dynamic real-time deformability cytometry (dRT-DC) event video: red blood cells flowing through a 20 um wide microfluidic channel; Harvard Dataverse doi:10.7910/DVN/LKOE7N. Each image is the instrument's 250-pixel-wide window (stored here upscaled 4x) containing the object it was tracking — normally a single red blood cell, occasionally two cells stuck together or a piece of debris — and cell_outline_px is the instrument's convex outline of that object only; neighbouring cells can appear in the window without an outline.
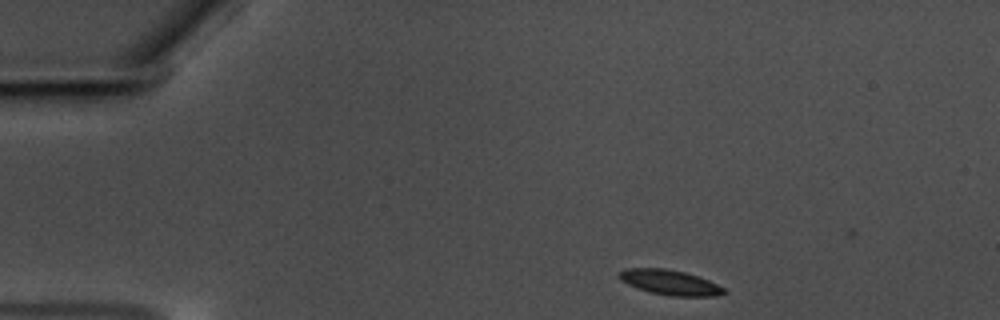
{"species": "common noctule bat (a hibernating species)", "species_latin": "Nyctalus noctula", "temperature_condition": "warm", "stored_images_in_passage": 10, "camera_frame_rate_fps": 3000, "um_per_image_px": 0.085, "animal": {"sex": "male", "body_mass_g": 17.5, "forearm_length_mm": 52.3}, "frame": {"image": 1, "passage_image": 1, "time_ms": 0.0, "image_size_px": [1000, 320], "cell_outline_px": [[728, 292], [716, 296], [668, 296], [648, 292], [628, 284], [620, 280], [616, 276], [624, 268], [668, 268], [684, 272], [708, 280], [724, 288]], "centroid_in_image_um": [56.91, 24.01], "position_along_channel_um": 28.1, "area_um2": 15.37}}
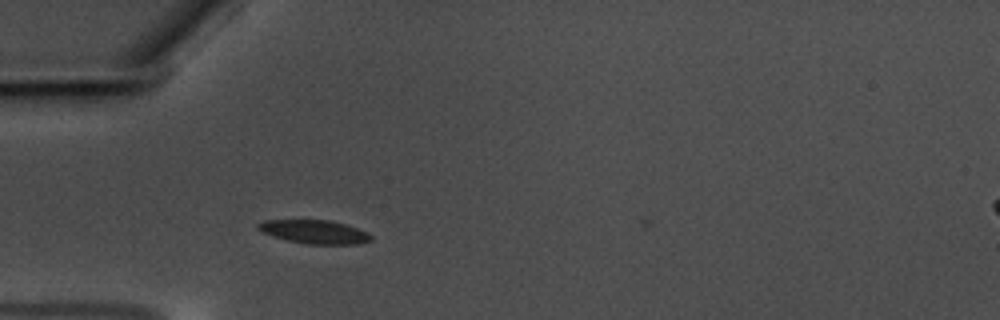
{"frame": {"image": 2, "passage_image": 9, "time_ms": 2.667, "image_size_px": [1000, 320], "cell_outline_px": [[372, 240], [356, 244], [308, 244], [288, 240], [264, 232], [256, 228], [256, 224], [264, 220], [328, 220], [344, 224], [368, 232], [372, 236]], "centroid_in_image_um": [26.74, 19.7], "position_along_channel_um": 58.3, "area_um2": 15.26}}